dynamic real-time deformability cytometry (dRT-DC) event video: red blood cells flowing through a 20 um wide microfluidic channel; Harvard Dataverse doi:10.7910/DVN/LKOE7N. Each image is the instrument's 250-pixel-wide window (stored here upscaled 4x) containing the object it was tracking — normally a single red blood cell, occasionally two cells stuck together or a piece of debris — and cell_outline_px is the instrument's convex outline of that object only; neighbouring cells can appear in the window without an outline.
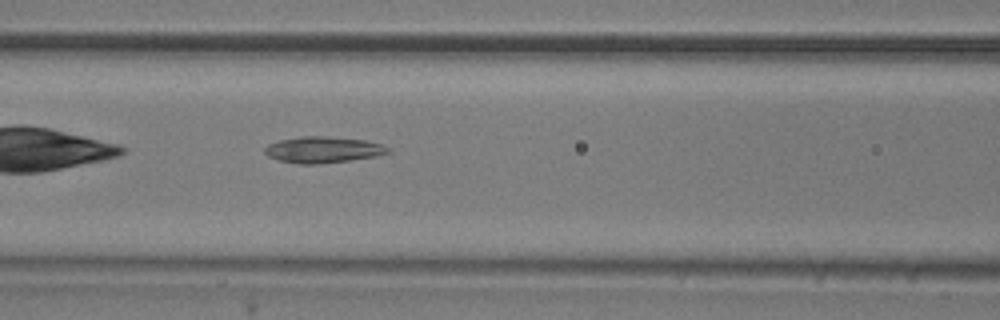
{"species": "common noctule bat (a hibernating species)", "species_latin": "Nyctalus noctula", "temperature_condition": "room temperature", "stored_images_in_passage": 38, "camera_frame_rate_fps": 3000, "um_per_image_px": 0.085, "animal": {"sex": "male", "body_mass_g": 20.5, "forearm_length_mm": 52.5}, "frame": {"image": 1, "passage_image": 7, "time_ms": 2.0, "image_size_px": [1000, 320], "cell_outline_px": [[392, 152], [376, 156], [348, 160], [316, 164], [300, 164], [280, 160], [268, 156], [264, 152], [264, 148], [268, 144], [280, 140], [300, 136], [328, 136], [364, 140], [384, 144]], "centroid_in_image_um": [27.47, 12.71], "position_along_channel_um": 139.1, "area_um2": 18.79}}
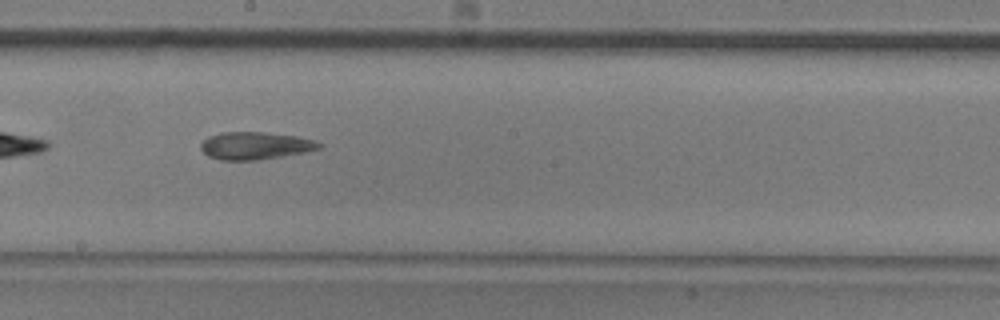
{"frame": {"image": 2, "passage_image": 14, "time_ms": 4.333, "image_size_px": [1000, 320], "cell_outline_px": [[324, 144], [320, 148], [304, 152], [256, 160], [220, 160], [208, 156], [200, 148], [200, 144], [208, 136], [224, 132], [264, 132], [296, 136], [316, 140]], "centroid_in_image_um": [21.69, 12.38], "position_along_channel_um": 226.5, "area_um2": 18.9}}
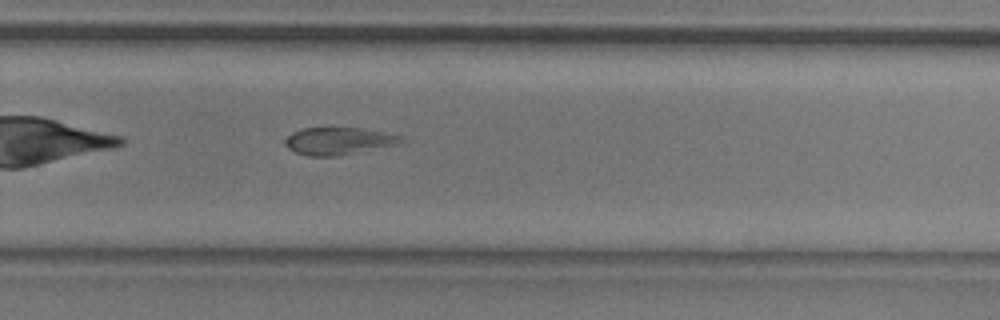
{"frame": {"image": 3, "passage_image": 20, "time_ms": 6.333, "image_size_px": [1000, 320], "cell_outline_px": [[408, 140], [400, 144], [340, 156], [308, 156], [296, 152], [288, 148], [284, 144], [284, 140], [292, 132], [300, 128], [360, 128], [384, 132], [400, 136]], "centroid_in_image_um": [28.8, 11.99], "position_along_channel_um": 301.0, "area_um2": 18.67}}